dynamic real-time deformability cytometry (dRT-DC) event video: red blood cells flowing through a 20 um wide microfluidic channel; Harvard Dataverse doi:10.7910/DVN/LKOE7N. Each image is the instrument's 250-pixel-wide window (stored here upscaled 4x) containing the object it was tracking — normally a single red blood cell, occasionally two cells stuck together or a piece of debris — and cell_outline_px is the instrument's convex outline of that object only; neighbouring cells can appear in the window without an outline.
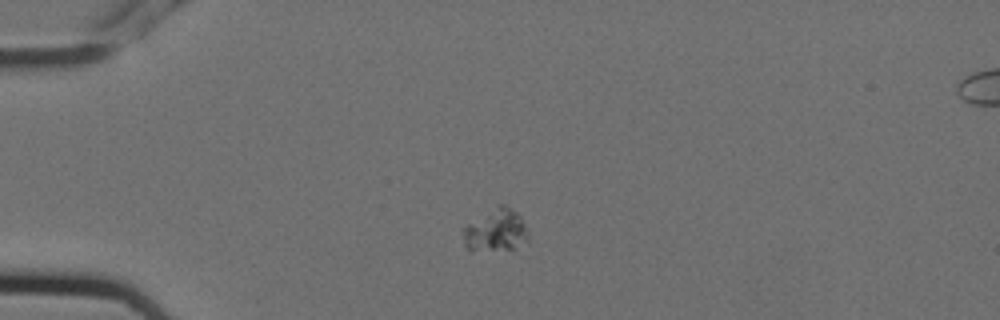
{"species": "Egyptian fruit bat (a non-hibernating species)", "species_latin": "Rousettus aegyptiacus", "temperature_condition": "cold", "stored_images_in_passage": 4, "camera_frame_rate_fps": 3000, "um_per_image_px": 0.085, "animal": {"sex": "female"}, "frame": {"image": 1, "passage_image": 2, "time_ms": 0.333, "image_size_px": [1000, 320], "cell_outline_px": [[528, 244], [512, 248], [472, 252], [464, 244], [464, 228], [468, 224], [500, 204], [504, 204], [516, 212], [520, 216], [528, 232]], "centroid_in_image_um": [42.17, 19.62], "position_along_channel_um": 42.8, "area_um2": 15.95}}